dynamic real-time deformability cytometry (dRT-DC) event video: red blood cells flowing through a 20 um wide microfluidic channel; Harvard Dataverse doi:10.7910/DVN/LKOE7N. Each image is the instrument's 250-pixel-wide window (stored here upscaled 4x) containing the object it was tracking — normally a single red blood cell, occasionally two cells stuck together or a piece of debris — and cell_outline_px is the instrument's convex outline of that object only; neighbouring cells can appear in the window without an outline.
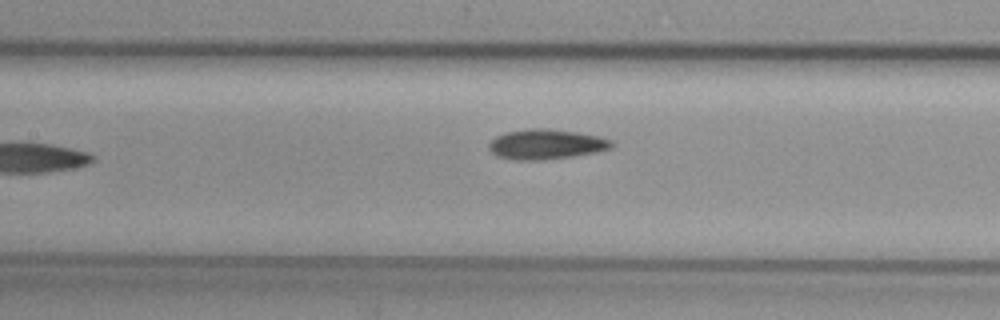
{"species": "common noctule bat (a hibernating species)", "species_latin": "Nyctalus noctula", "temperature_condition": "cold", "stored_images_in_passage": 4, "camera_frame_rate_fps": 3000, "um_per_image_px": 0.085, "animal": {"sex": "female", "body_mass_g": 29.2, "forearm_length_mm": 56.3}, "frame": {"image": 1, "passage_image": 4, "time_ms": 1.0, "image_size_px": [1000, 320], "cell_outline_px": [[612, 148], [596, 152], [572, 156], [540, 160], [516, 160], [496, 156], [488, 148], [488, 144], [496, 136], [508, 132], [528, 128], [548, 128], [576, 132], [600, 136], [612, 140]], "centroid_in_image_um": [46.41, 12.26], "position_along_channel_um": 161.0, "area_um2": 21.44}}